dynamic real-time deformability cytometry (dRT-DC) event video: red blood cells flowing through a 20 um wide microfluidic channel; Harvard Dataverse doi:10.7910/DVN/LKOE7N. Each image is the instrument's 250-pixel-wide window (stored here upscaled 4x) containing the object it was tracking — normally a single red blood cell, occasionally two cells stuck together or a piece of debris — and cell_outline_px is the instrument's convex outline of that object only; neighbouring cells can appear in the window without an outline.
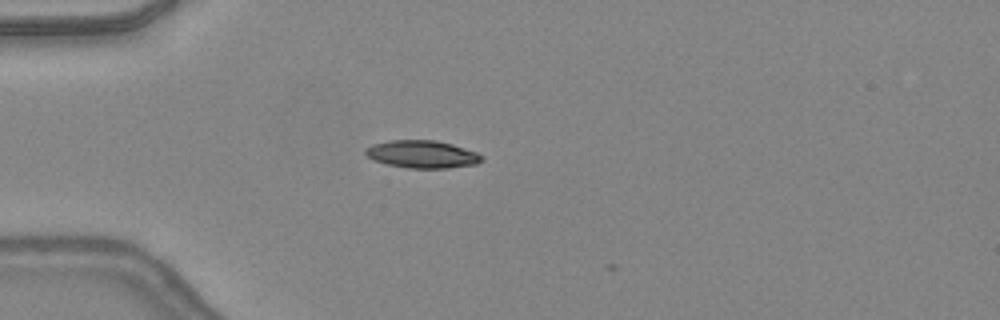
{"species": "common noctule bat (a hibernating species)", "species_latin": "Nyctalus noctula", "temperature_condition": "warm", "stored_images_in_passage": 2, "camera_frame_rate_fps": 3000, "um_per_image_px": 0.085, "animal": {"sex": "female", "body_mass_g": 24.6, "forearm_length_mm": 56.2}, "frame": {"image": 1, "passage_image": 1, "time_ms": 0.0, "image_size_px": [1000, 320], "cell_outline_px": [[484, 160], [476, 164], [448, 168], [408, 168], [388, 164], [372, 160], [364, 152], [364, 148], [372, 144], [388, 140], [436, 140], [452, 144], [476, 152], [484, 156]], "centroid_in_image_um": [35.87, 13.1], "position_along_channel_um": 49.1, "area_um2": 18.84}}